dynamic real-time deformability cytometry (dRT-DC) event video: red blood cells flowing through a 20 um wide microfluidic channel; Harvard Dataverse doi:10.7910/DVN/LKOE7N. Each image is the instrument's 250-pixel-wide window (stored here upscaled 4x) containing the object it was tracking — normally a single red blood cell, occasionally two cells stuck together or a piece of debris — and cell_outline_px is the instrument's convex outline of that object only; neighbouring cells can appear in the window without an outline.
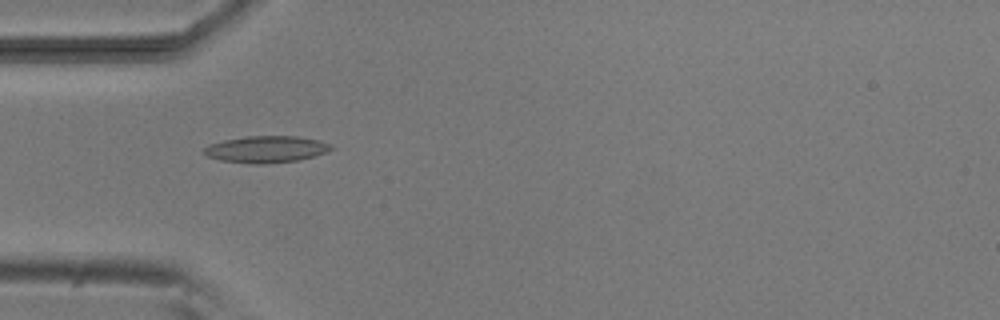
{"species": "common noctule bat (a hibernating species)", "species_latin": "Nyctalus noctula", "temperature_condition": "room temperature", "stored_images_in_passage": 6, "camera_frame_rate_fps": 3000, "um_per_image_px": 0.085, "animal": {"sex": "male", "body_mass_g": 20.5, "forearm_length_mm": 52.5}, "frame": {"image": 1, "passage_image": 5, "time_ms": 4.667, "image_size_px": [1000, 320], "cell_outline_px": [[336, 148], [312, 156], [296, 160], [264, 164], [260, 164], [220, 160], [208, 156], [204, 152], [204, 148], [208, 144], [224, 140], [248, 136], [296, 136], [316, 140], [332, 144]], "centroid_in_image_um": [22.62, 12.68], "position_along_channel_um": 62.4, "area_um2": 19.48}}
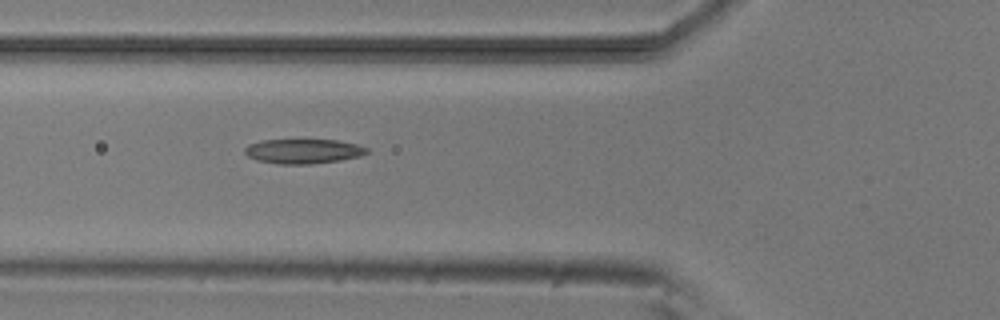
{"frame": {"image": 2, "passage_image": 6, "time_ms": 5.667, "image_size_px": [1000, 320], "cell_outline_px": [[368, 152], [360, 156], [340, 160], [312, 164], [280, 164], [256, 160], [248, 156], [244, 152], [244, 148], [248, 144], [260, 140], [336, 140], [356, 144], [368, 148]], "centroid_in_image_um": [25.75, 12.85], "position_along_channel_um": 100.1, "area_um2": 17.51}}